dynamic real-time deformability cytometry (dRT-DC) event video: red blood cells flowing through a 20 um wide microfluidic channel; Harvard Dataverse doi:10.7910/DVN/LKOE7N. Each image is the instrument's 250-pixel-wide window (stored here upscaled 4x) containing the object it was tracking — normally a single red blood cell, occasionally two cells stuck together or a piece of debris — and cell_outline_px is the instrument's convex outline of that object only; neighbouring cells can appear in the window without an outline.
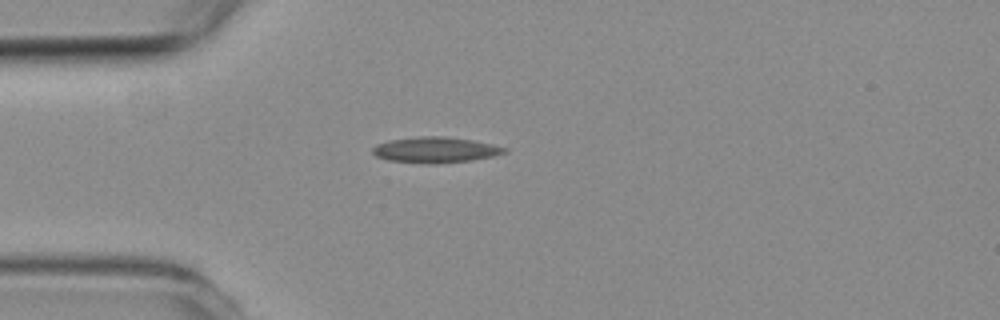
{"species": "common noctule bat (a hibernating species)", "species_latin": "Nyctalus noctula", "temperature_condition": "room temperature", "stored_images_in_passage": 1, "camera_frame_rate_fps": 3000, "um_per_image_px": 0.085, "animal": {"sex": "female", "body_mass_g": 19.3, "forearm_length_mm": 54.1}, "frame": {"image": 1, "passage_image": 1, "time_ms": 0.0, "image_size_px": [1000, 320], "cell_outline_px": [[508, 152], [492, 156], [472, 160], [436, 164], [428, 164], [388, 160], [376, 156], [372, 152], [372, 148], [376, 144], [388, 140], [420, 136], [448, 136], [476, 140], [508, 148]], "centroid_in_image_um": [37.02, 12.73], "position_along_channel_um": 48.0, "area_um2": 20.06}}